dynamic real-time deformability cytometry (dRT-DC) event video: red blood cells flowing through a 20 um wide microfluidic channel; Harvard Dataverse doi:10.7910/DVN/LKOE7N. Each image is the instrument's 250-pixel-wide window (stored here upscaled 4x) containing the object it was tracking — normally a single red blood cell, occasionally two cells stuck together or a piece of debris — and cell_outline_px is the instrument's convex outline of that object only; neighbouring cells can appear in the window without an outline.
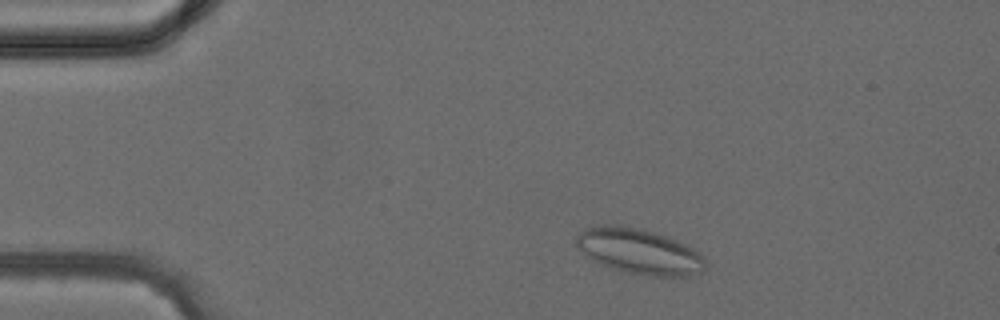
{"species": "common noctule bat (a hibernating species)", "species_latin": "Nyctalus noctula", "temperature_condition": "cold", "stored_images_in_passage": 38, "camera_frame_rate_fps": 3000, "um_per_image_px": 0.085, "animal": {"sex": "female", "body_mass_g": 24.6, "forearm_length_mm": 56.2}, "frame": {"image": 1, "passage_image": 4, "time_ms": 1.0, "image_size_px": [1000, 320], "cell_outline_px": [[708, 268], [704, 272], [688, 276], [652, 276], [628, 272], [612, 268], [592, 260], [576, 244], [576, 236], [580, 232], [588, 228], [600, 224], [616, 224], [640, 228], [656, 232], [668, 236], [692, 248], [704, 256], [708, 264]], "centroid_in_image_um": [54.4, 21.36], "position_along_channel_um": 30.6, "area_um2": 34.33}}
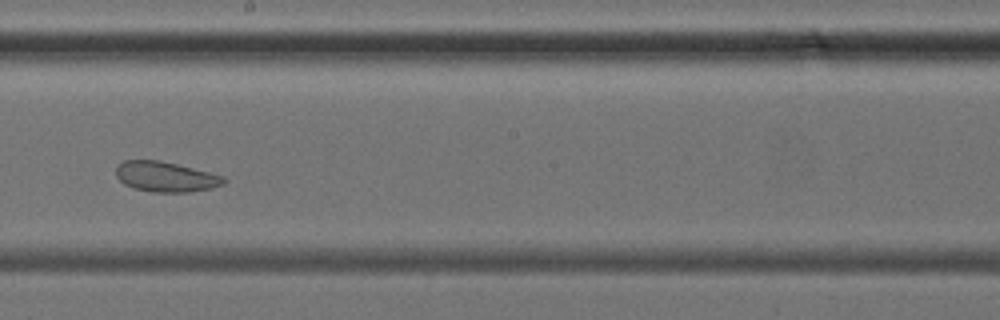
{"frame": {"image": 2, "passage_image": 20, "time_ms": 6.333, "image_size_px": [1000, 320], "cell_outline_px": [[228, 180], [224, 184], [212, 188], [188, 192], [152, 192], [132, 188], [124, 184], [116, 176], [116, 168], [124, 160], [160, 160], [224, 176]], "centroid_in_image_um": [14.09, 15.03], "position_along_channel_um": 234.1, "area_um2": 18.96}}
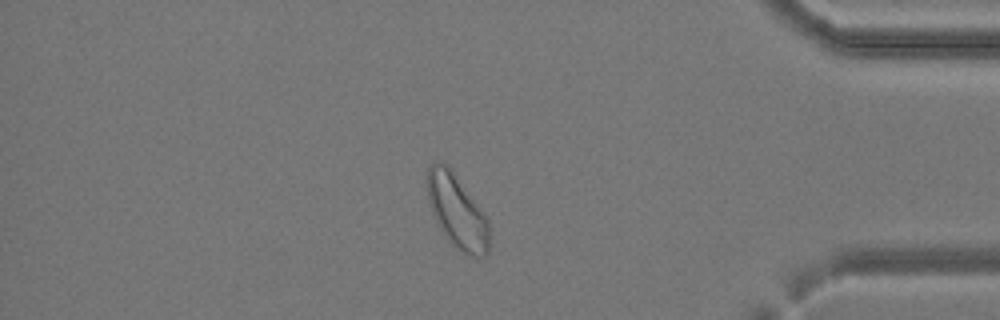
{"frame": {"image": 3, "passage_image": 32, "time_ms": 10.333, "image_size_px": [1000, 320], "cell_outline_px": [[492, 244], [488, 252], [484, 256], [468, 256], [460, 252], [448, 240], [440, 228], [432, 212], [428, 200], [424, 180], [424, 176], [428, 168], [432, 164], [440, 160], [448, 164], [452, 168], [488, 220]], "centroid_in_image_um": [38.83, 17.95], "position_along_channel_um": 396.4, "area_um2": 27.34}}